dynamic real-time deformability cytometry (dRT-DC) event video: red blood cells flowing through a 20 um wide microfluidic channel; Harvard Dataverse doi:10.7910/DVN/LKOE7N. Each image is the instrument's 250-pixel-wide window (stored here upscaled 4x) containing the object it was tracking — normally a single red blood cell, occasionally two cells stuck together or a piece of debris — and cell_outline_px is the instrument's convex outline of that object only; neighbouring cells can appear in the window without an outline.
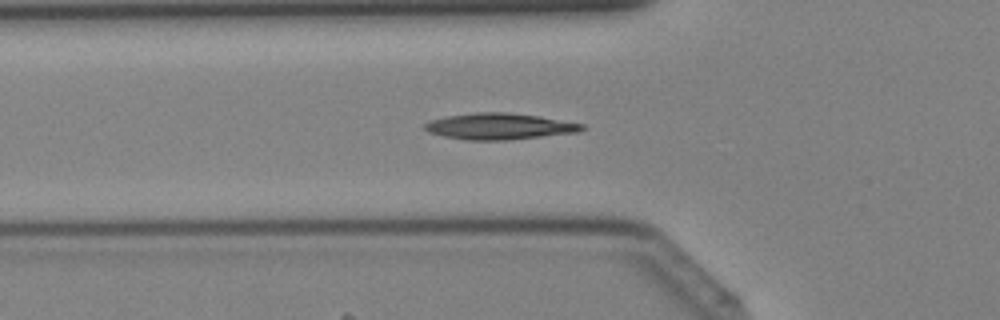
{"species": "Egyptian fruit bat (a non-hibernating species)", "species_latin": "Rousettus aegyptiacus", "temperature_condition": "cold", "stored_images_in_passage": 42, "camera_frame_rate_fps": 3000, "um_per_image_px": 0.085, "animal": {"sex": "female"}, "frame": {"image": 1, "passage_image": 15, "time_ms": 4.667, "image_size_px": [1000, 320], "cell_outline_px": [[584, 128], [580, 132], [508, 140], [464, 140], [444, 136], [428, 132], [424, 128], [424, 124], [432, 120], [448, 116], [476, 112], [508, 112], [536, 116], [584, 124]], "centroid_in_image_um": [42.44, 10.74], "position_along_channel_um": 83.4, "area_um2": 23.87}}
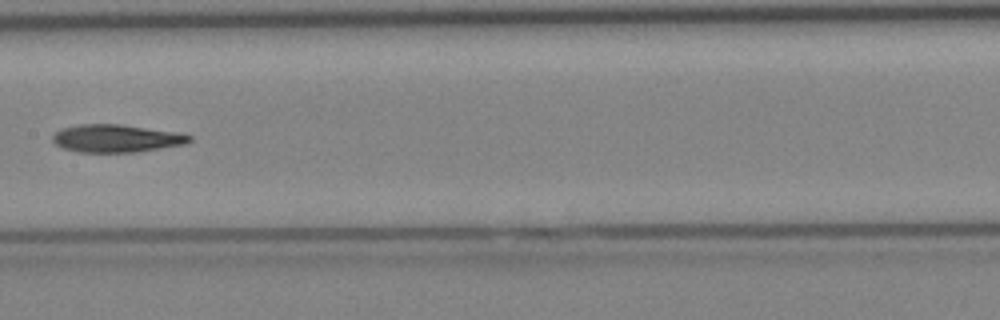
{"frame": {"image": 2, "passage_image": 22, "time_ms": 7.0, "image_size_px": [1000, 320], "cell_outline_px": [[192, 140], [184, 144], [136, 152], [80, 152], [64, 148], [56, 144], [52, 140], [52, 136], [60, 128], [80, 124], [120, 124], [180, 132], [192, 136]], "centroid_in_image_um": [9.9, 11.75], "position_along_channel_um": 197.5, "area_um2": 22.14}}
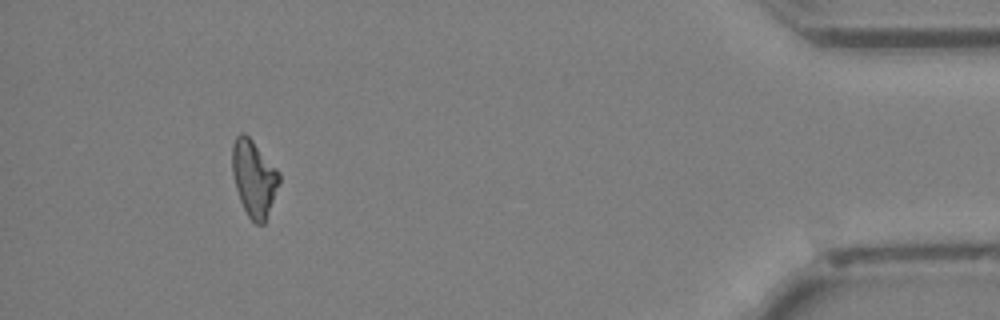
{"frame": {"image": 3, "passage_image": 39, "time_ms": 12.667, "image_size_px": [1000, 320], "cell_outline_px": [[280, 184], [264, 224], [256, 224], [248, 216], [240, 200], [236, 188], [232, 172], [232, 144], [236, 136], [240, 132], [244, 132], [252, 140], [280, 172]], "centroid_in_image_um": [21.59, 15.14], "position_along_channel_um": 413.6, "area_um2": 20.92}}